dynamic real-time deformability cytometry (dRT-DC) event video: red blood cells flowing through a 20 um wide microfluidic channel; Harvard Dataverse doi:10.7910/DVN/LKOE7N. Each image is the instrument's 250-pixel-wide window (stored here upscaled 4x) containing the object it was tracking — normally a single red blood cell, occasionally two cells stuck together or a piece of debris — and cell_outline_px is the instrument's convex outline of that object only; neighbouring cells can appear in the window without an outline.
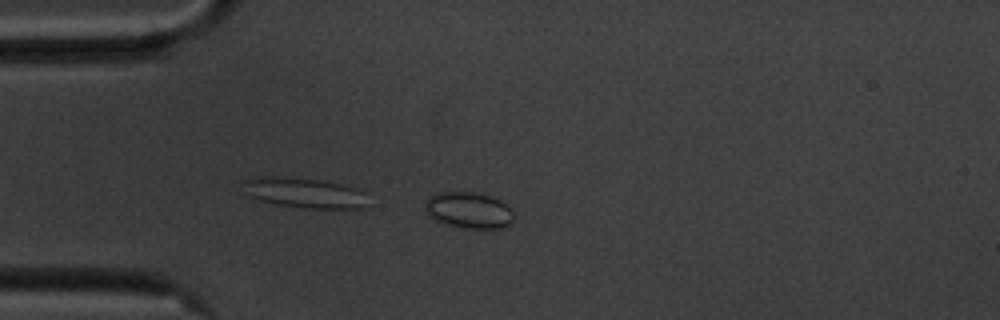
{"species": "common noctule bat (a hibernating species)", "species_latin": "Nyctalus noctula", "temperature_condition": "cold", "stored_images_in_passage": 20, "camera_frame_rate_fps": 3000, "um_per_image_px": 0.085, "animal": {"sex": "male", "body_mass_g": 20.1, "forearm_length_mm": 53.5}, "frame": {"image": 1, "passage_image": 1, "time_ms": 0.0, "image_size_px": [1000, 320], "cell_outline_px": [[512, 220], [504, 228], [464, 228], [448, 224], [436, 220], [428, 216], [424, 212], [424, 204], [428, 196], [440, 192], [476, 192], [500, 200], [508, 204], [512, 212]], "centroid_in_image_um": [39.8, 17.86], "position_along_channel_um": 45.2, "area_um2": 18.79}}
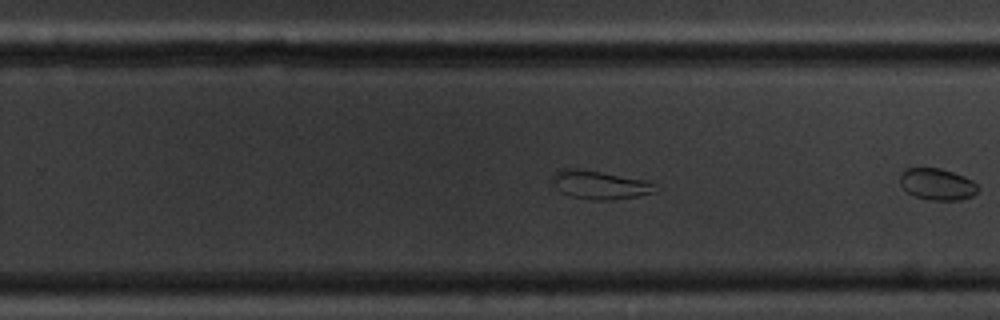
{"frame": {"image": 2, "passage_image": 20, "time_ms": 6.333, "image_size_px": [1000, 320], "cell_outline_px": [[980, 188], [972, 196], [960, 200], [932, 200], [916, 196], [908, 192], [900, 184], [900, 172], [904, 168], [940, 168], [964, 176], [972, 180]], "centroid_in_image_um": [79.66, 15.65], "position_along_channel_um": 250.1, "area_um2": 14.33}}